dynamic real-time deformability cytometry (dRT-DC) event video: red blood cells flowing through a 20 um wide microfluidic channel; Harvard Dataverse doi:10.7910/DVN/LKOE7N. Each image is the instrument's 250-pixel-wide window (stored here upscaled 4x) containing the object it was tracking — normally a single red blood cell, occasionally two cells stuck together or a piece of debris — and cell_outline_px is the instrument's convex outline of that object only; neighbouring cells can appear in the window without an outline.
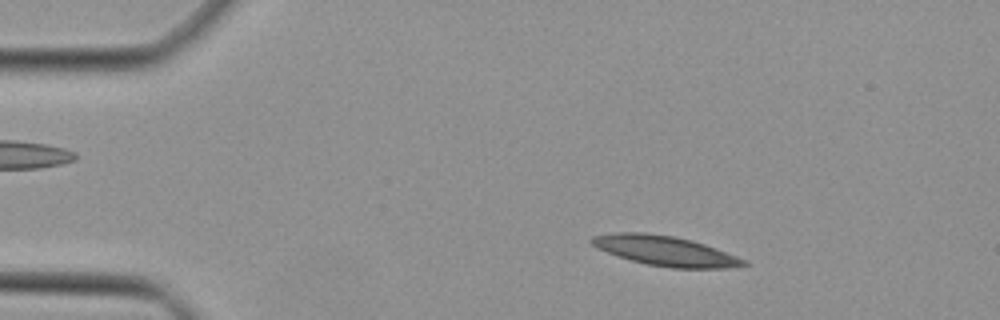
{"species": "Egyptian fruit bat (a non-hibernating species)", "species_latin": "Rousettus aegyptiacus", "temperature_condition": "cold", "stored_images_in_passage": 46, "camera_frame_rate_fps": 3000, "um_per_image_px": 0.085, "animal": {"sex": "female"}, "frame": {"image": 1, "passage_image": 7, "time_ms": 2.0, "image_size_px": [1000, 320], "cell_outline_px": [[752, 264], [736, 268], [672, 268], [648, 264], [632, 260], [596, 248], [588, 240], [592, 236], [620, 232], [644, 232], [672, 236], [692, 240], [716, 248], [748, 260]], "centroid_in_image_um": [56.62, 21.33], "position_along_channel_um": 28.4, "area_um2": 26.47}}
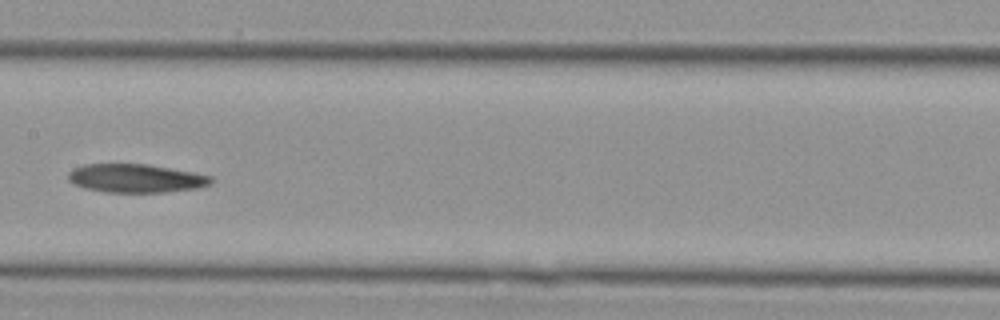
{"frame": {"image": 2, "passage_image": 23, "time_ms": 7.333, "image_size_px": [1000, 320], "cell_outline_px": [[212, 184], [196, 188], [164, 192], [104, 192], [84, 188], [68, 180], [68, 172], [84, 164], [148, 164], [192, 172], [212, 176]], "centroid_in_image_um": [11.55, 15.15], "position_along_channel_um": 195.9, "area_um2": 23.58}}
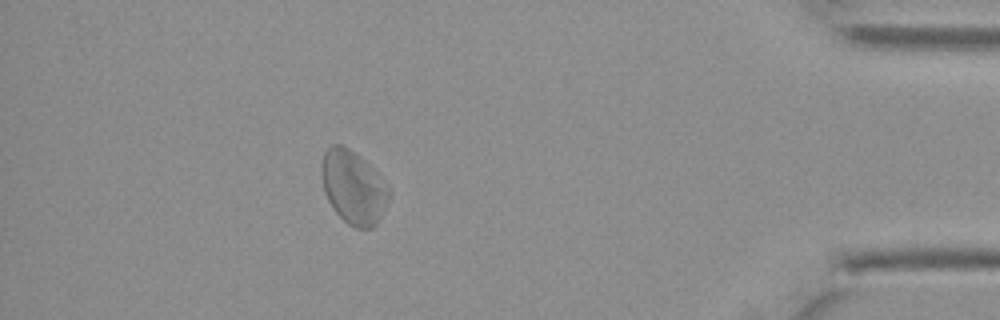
{"frame": {"image": 3, "passage_image": 41, "time_ms": 13.333, "image_size_px": [1000, 320], "cell_outline_px": [[392, 192], [376, 224], [372, 228], [356, 228], [348, 224], [332, 208], [324, 192], [320, 172], [320, 164], [324, 152], [332, 144], [340, 144], [348, 148], [360, 156], [372, 168]], "centroid_in_image_um": [30.0, 15.9], "position_along_channel_um": 405.2, "area_um2": 28.67}}